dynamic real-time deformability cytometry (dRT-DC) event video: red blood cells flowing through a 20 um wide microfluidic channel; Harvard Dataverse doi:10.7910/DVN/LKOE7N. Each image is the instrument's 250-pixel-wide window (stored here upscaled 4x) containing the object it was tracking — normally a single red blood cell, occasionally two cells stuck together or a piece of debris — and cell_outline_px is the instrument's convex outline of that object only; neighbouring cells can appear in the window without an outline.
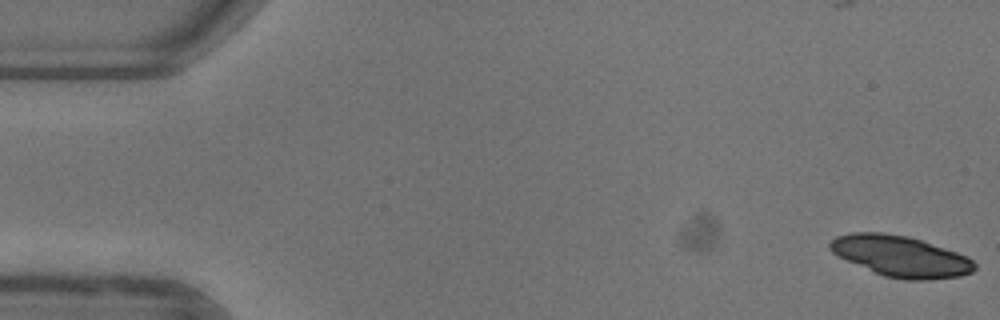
{"species": "common noctule bat (a hibernating species)", "species_latin": "Nyctalus noctula", "temperature_condition": "warm", "stored_images_in_passage": 27, "camera_frame_rate_fps": 3000, "um_per_image_px": 0.085, "animal": {"sex": "female"}, "frame": {"image": 1, "passage_image": 1, "time_ms": 0.0, "image_size_px": [1000, 320], "cell_outline_px": [[976, 268], [972, 272], [960, 276], [928, 280], [904, 280], [884, 276], [848, 260], [832, 252], [828, 248], [828, 244], [836, 236], [852, 232], [884, 232], [908, 236], [968, 256], [976, 264]], "centroid_in_image_um": [76.57, 21.78], "position_along_channel_um": 8.4, "area_um2": 34.28}}
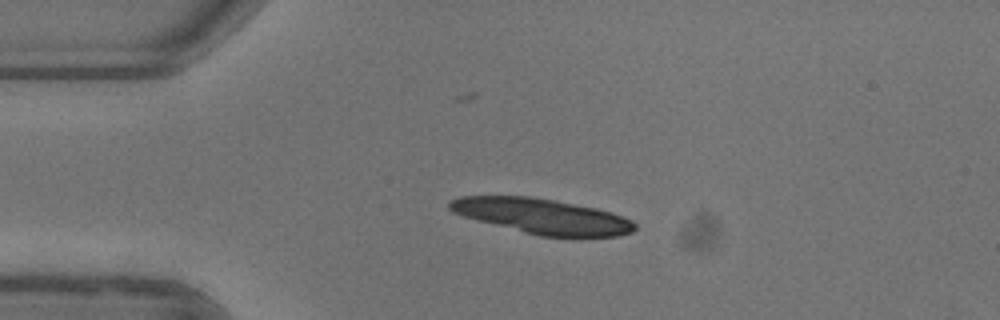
{"frame": {"image": 2, "passage_image": 12, "time_ms": 3.667, "image_size_px": [1000, 320], "cell_outline_px": [[636, 228], [632, 232], [616, 236], [540, 236], [476, 220], [452, 212], [448, 208], [448, 200], [460, 196], [528, 196], [552, 200], [596, 208], [632, 220], [636, 224]], "centroid_in_image_um": [46.03, 18.37], "position_along_channel_um": 39.0, "area_um2": 37.51}}
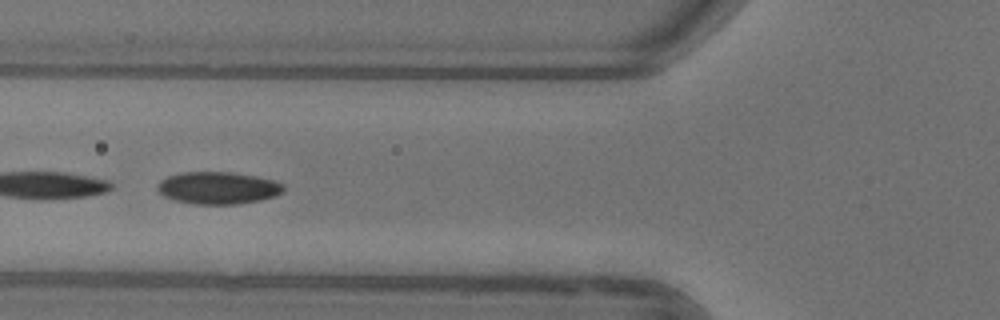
{"frame": {"image": 3, "passage_image": 20, "time_ms": 6.333, "image_size_px": [1000, 320], "cell_outline_px": [[284, 192], [276, 196], [260, 200], [236, 204], [196, 204], [172, 200], [164, 196], [156, 188], [156, 184], [160, 180], [168, 176], [180, 172], [232, 172], [256, 176], [272, 180], [284, 184]], "centroid_in_image_um": [18.52, 15.97], "position_along_channel_um": 107.3, "area_um2": 23.87}}